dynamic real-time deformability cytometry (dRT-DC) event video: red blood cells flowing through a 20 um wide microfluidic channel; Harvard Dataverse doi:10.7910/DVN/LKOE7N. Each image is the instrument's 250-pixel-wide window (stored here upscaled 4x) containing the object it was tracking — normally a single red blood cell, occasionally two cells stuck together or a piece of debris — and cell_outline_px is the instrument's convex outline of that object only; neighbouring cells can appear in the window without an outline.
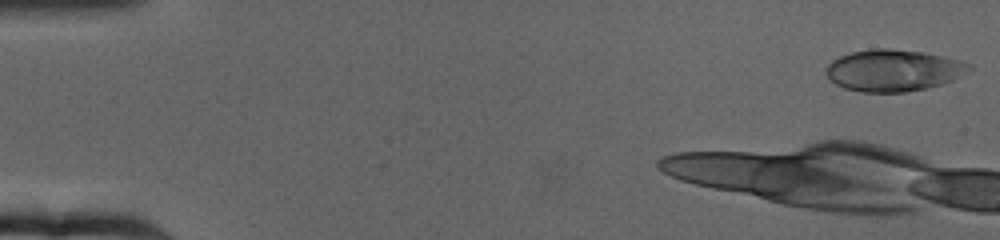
{"species": "human", "species_latin": "Homo sapiens", "temperature_condition": "cold", "stored_images_in_passage": 13, "camera_frame_rate_fps": 3000, "um_per_image_px": 0.085, "donor": {"sex": "female"}, "frame": {"image": 1, "passage_image": 1, "time_ms": 0.0, "image_size_px": [1000, 240], "cell_outline_px": [[972, 68], [952, 80], [928, 88], [904, 92], [860, 92], [844, 88], [828, 80], [824, 72], [828, 64], [832, 60], [840, 56], [852, 52], [876, 48], [892, 48], [924, 52], [944, 56], [960, 60], [972, 64]], "centroid_in_image_um": [75.91, 5.98], "position_along_channel_um": 9.1, "area_um2": 34.97}}